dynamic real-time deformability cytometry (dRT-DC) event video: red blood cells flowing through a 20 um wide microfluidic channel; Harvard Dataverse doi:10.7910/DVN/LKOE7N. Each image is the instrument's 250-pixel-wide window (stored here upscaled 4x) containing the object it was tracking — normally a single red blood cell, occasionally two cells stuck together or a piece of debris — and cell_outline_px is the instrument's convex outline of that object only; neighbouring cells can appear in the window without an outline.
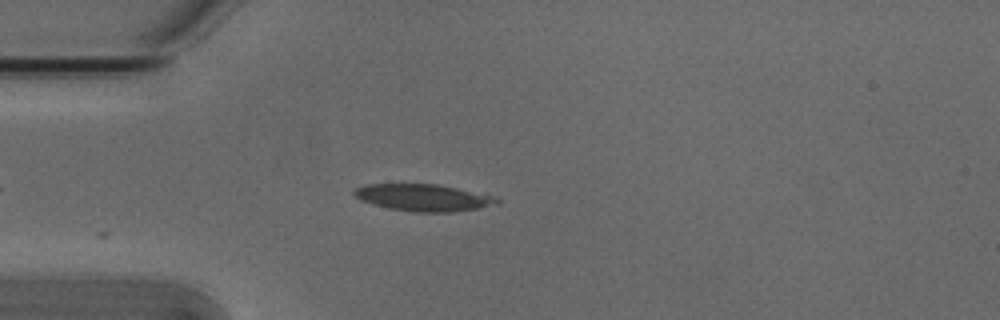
{"species": "Egyptian fruit bat (a non-hibernating species)", "species_latin": "Rousettus aegyptiacus", "temperature_condition": "cold", "stored_images_in_passage": 5, "camera_frame_rate_fps": 3000, "um_per_image_px": 0.085, "animal": {"sex": "male"}, "frame": {"image": 1, "passage_image": 4, "time_ms": 1.0, "image_size_px": [1000, 320], "cell_outline_px": [[500, 204], [452, 212], [412, 212], [388, 208], [372, 204], [360, 200], [352, 192], [356, 188], [364, 184], [436, 184], [456, 188], [488, 196], [500, 200]], "centroid_in_image_um": [35.9, 16.8], "position_along_channel_um": 49.1, "area_um2": 22.08}}